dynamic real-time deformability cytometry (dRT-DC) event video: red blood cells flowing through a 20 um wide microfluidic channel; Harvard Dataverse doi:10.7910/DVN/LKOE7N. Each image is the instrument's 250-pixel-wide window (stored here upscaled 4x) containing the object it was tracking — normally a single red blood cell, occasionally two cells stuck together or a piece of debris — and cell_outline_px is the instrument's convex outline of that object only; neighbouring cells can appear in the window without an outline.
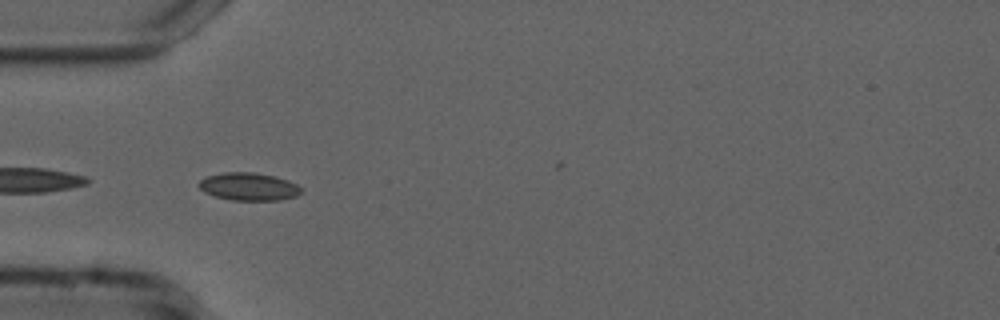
{"species": "common noctule bat (a hibernating species)", "species_latin": "Nyctalus noctula", "temperature_condition": "cold", "stored_images_in_passage": 44, "camera_frame_rate_fps": 3000, "um_per_image_px": 0.085, "animal": {"sex": "male", "forearm_length_mm": 52.5}, "frame": {"image": 1, "passage_image": 7, "time_ms": 2.0, "image_size_px": [1000, 320], "cell_outline_px": [[304, 192], [296, 196], [280, 200], [232, 200], [216, 196], [204, 192], [196, 184], [200, 180], [208, 176], [224, 172], [252, 172], [276, 176], [288, 180], [296, 184]], "centroid_in_image_um": [21.15, 15.86], "position_along_channel_um": 63.8, "area_um2": 16.59}}
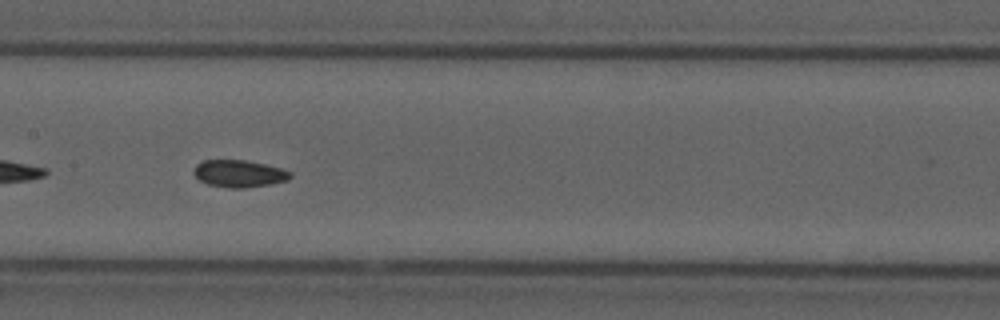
{"frame": {"image": 2, "passage_image": 17, "time_ms": 5.333, "image_size_px": [1000, 320], "cell_outline_px": [[292, 176], [288, 180], [272, 184], [244, 188], [228, 188], [208, 184], [200, 180], [192, 172], [196, 164], [204, 160], [244, 160], [264, 164], [280, 168], [292, 172]], "centroid_in_image_um": [20.33, 14.76], "position_along_channel_um": 187.1, "area_um2": 15.32}}
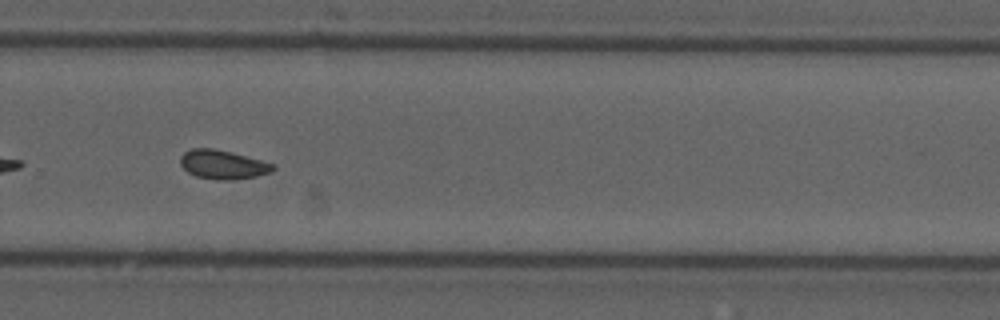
{"frame": {"image": 3, "passage_image": 27, "time_ms": 8.667, "image_size_px": [1000, 320], "cell_outline_px": [[276, 168], [272, 172], [256, 176], [232, 180], [216, 180], [196, 176], [188, 172], [180, 164], [180, 156], [184, 152], [192, 148], [212, 148], [232, 152], [260, 160], [272, 164]], "centroid_in_image_um": [18.92, 13.99], "position_along_channel_um": 310.9, "area_um2": 15.61}, "authors_computed_cell_mechanics": {"area_um2": 15.895, "velocity_mm_per_s": 3.7344, "shape_relaxation_time_tau1_ms": null, "shape_relaxation_time_tau2_ms": 1.8382, "deformation_change_tau1": null, "deformation_change_tau2": 0.0501}}